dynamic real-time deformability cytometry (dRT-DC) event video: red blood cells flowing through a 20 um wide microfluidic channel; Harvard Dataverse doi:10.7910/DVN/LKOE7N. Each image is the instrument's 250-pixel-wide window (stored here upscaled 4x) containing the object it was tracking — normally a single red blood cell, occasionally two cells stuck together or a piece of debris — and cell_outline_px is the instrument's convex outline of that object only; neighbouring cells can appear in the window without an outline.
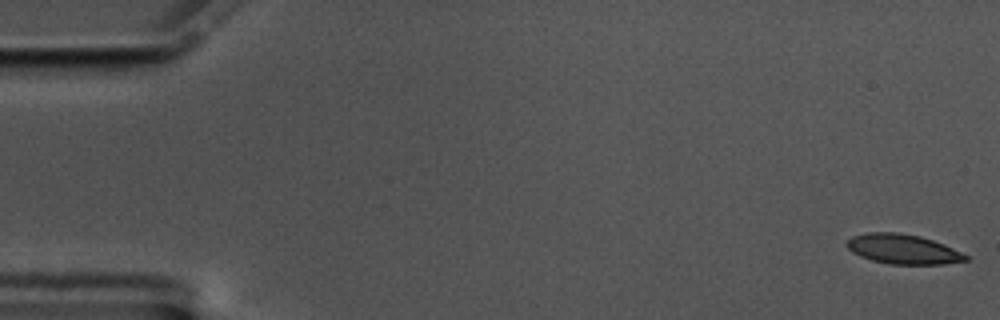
{"species": "common noctule bat (a hibernating species)", "species_latin": "Nyctalus noctula", "temperature_condition": "cold", "stored_images_in_passage": 58, "camera_frame_rate_fps": 3000, "um_per_image_px": 0.085, "animal": {"sex": "male", "body_mass_g": 17.5, "forearm_length_mm": 52.3}, "frame": {"image": 1, "passage_image": 1, "time_ms": 0.0, "image_size_px": [1000, 320], "cell_outline_px": [[968, 260], [940, 264], [892, 264], [872, 260], [860, 256], [852, 252], [848, 248], [848, 240], [852, 236], [868, 232], [900, 232], [920, 236], [944, 244], [968, 256]], "centroid_in_image_um": [76.74, 21.16], "position_along_channel_um": 8.3, "area_um2": 20.35}}
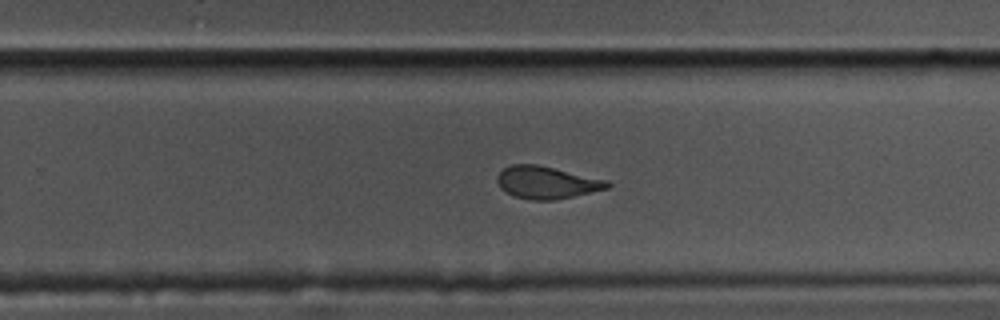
{"frame": {"image": 2, "passage_image": 37, "time_ms": 12.0, "image_size_px": [1000, 320], "cell_outline_px": [[612, 184], [608, 188], [556, 200], [532, 200], [512, 196], [504, 192], [500, 188], [496, 180], [496, 176], [504, 168], [512, 164], [536, 164], [608, 180]], "centroid_in_image_um": [46.43, 15.52], "position_along_channel_um": 283.4, "area_um2": 20.87}}
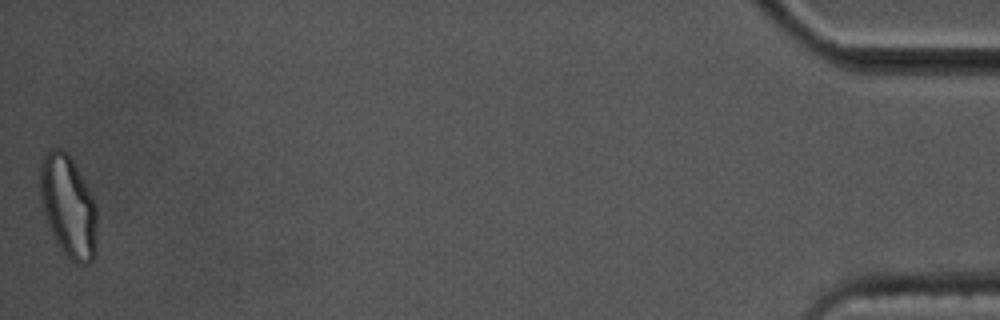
{"frame": {"image": 3, "passage_image": 58, "time_ms": 19.0, "image_size_px": [1000, 320], "cell_outline_px": [[96, 236], [92, 260], [88, 264], [76, 264], [60, 248], [52, 236], [44, 216], [40, 200], [40, 156], [48, 148], [60, 148], [68, 152], [88, 188], [96, 204]], "centroid_in_image_um": [5.76, 17.48], "position_along_channel_um": 429.4, "area_um2": 34.1}, "authors_computed_cell_mechanics": {"area_um2": 21.6172, "velocity_mm_per_s": 3.4477, "shape_relaxation_time_tau1_ms": 4.8866, "shape_relaxation_time_tau2_ms": 1.7732, "deformation_change_tau1": 0.1595, "deformation_change_tau2": 0.0764}}